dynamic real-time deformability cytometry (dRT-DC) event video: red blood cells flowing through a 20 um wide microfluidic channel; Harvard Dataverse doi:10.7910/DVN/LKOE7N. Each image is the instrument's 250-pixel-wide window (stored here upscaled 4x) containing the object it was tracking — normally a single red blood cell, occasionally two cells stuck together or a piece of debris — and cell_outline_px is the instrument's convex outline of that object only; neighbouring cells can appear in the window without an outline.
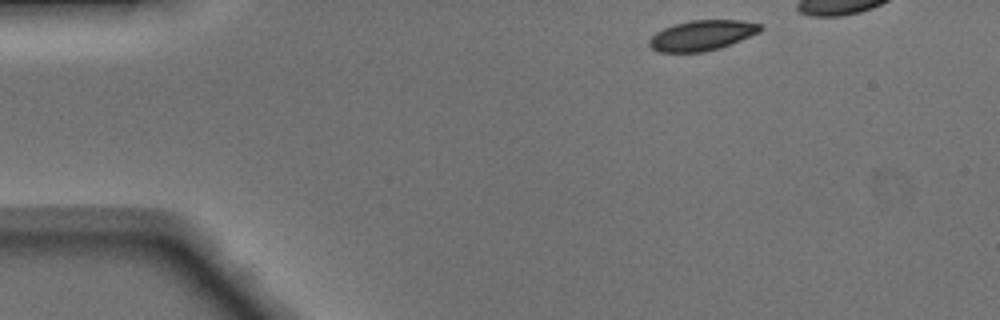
{"species": "Egyptian fruit bat (a non-hibernating species)", "species_latin": "Rousettus aegyptiacus", "temperature_condition": "warm", "stored_images_in_passage": 34, "camera_frame_rate_fps": 3000, "um_per_image_px": 0.085, "animal": {"sex": "male"}, "frame": {"image": 1, "passage_image": 1, "time_ms": 0.0, "image_size_px": [1000, 320], "cell_outline_px": [[764, 28], [760, 32], [720, 48], [704, 52], [660, 52], [652, 48], [648, 44], [648, 40], [656, 32], [664, 28], [676, 24], [692, 20], [740, 20], [760, 24]], "centroid_in_image_um": [59.67, 3.01], "position_along_channel_um": 25.3, "area_um2": 19.48}}
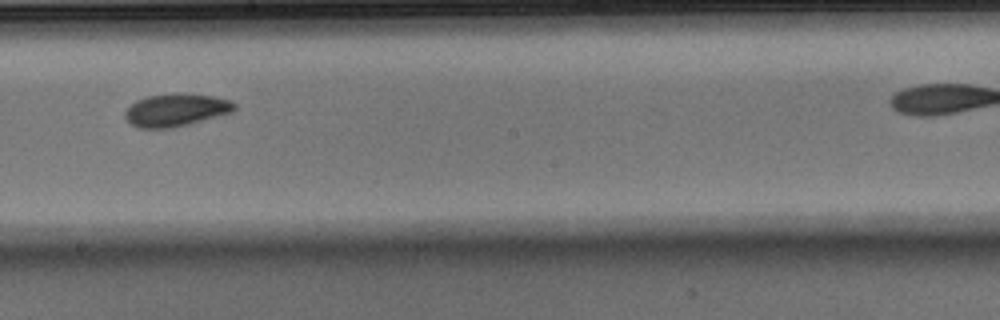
{"frame": {"image": 2, "passage_image": 21, "time_ms": 6.667, "image_size_px": [1000, 320], "cell_outline_px": [[236, 108], [232, 112], [188, 124], [172, 128], [136, 128], [124, 116], [124, 112], [136, 100], [148, 96], [172, 92], [216, 96], [228, 100], [236, 104]], "centroid_in_image_um": [14.95, 9.34], "position_along_channel_um": 233.3, "area_um2": 20.87}}
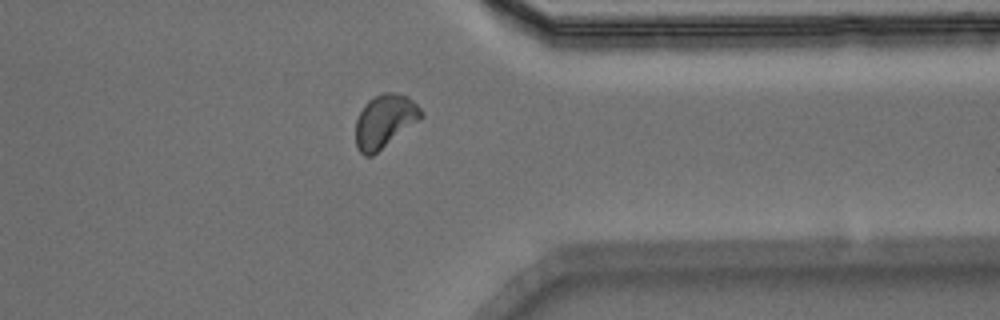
{"frame": {"image": 3, "passage_image": 32, "time_ms": 10.333, "image_size_px": [1000, 320], "cell_outline_px": [[424, 116], [420, 120], [372, 156], [364, 156], [356, 148], [356, 120], [364, 104], [368, 100], [384, 92], [392, 92], [408, 96], [424, 112]], "centroid_in_image_um": [32.7, 10.3], "position_along_channel_um": 378.7, "area_um2": 20.35}}